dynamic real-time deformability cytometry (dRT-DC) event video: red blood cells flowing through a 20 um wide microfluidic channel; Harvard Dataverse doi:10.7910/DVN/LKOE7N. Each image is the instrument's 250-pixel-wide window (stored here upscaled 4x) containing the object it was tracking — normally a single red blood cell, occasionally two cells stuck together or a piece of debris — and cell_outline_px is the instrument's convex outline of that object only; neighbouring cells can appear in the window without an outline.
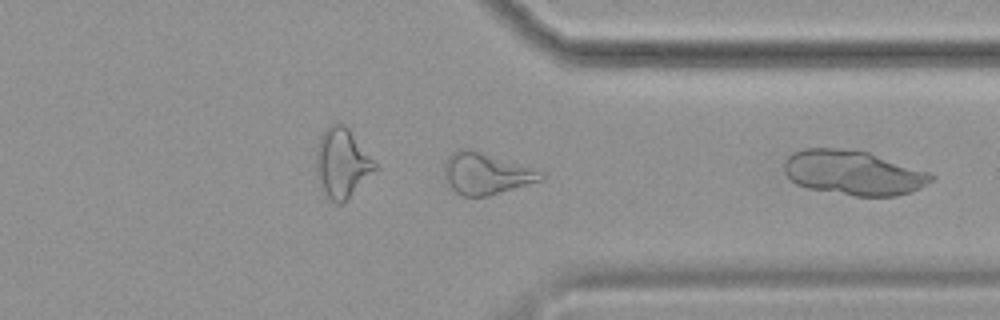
{"species": "common noctule bat (a hibernating species)", "species_latin": "Nyctalus noctula", "temperature_condition": "cold", "stored_images_in_passage": 32, "camera_frame_rate_fps": 3000, "um_per_image_px": 0.085, "animal": {"sex": "female", "body_mass_g": 19.9}, "frame": {"image": 1, "passage_image": 32, "time_ms": 10.333, "image_size_px": [1000, 320], "cell_outline_px": [[936, 176], [928, 184], [912, 192], [896, 196], [856, 196], [808, 188], [796, 184], [784, 172], [784, 160], [792, 152], [804, 148], [840, 148], [868, 152], [928, 172]], "centroid_in_image_um": [72.52, 14.68], "position_along_channel_um": 338.9, "area_um2": 38.21}}